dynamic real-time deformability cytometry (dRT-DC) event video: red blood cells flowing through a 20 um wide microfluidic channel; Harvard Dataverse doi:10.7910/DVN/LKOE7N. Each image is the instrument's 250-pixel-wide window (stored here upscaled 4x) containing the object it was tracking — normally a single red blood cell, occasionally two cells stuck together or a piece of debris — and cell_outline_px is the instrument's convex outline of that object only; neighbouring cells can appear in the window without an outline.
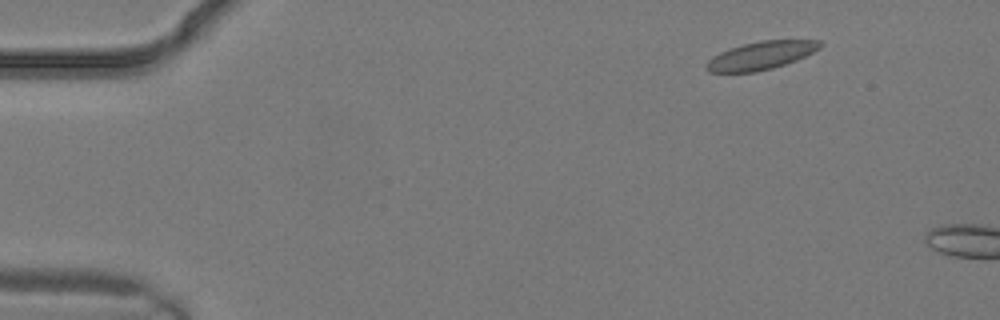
{"species": "common noctule bat (a hibernating species)", "species_latin": "Nyctalus noctula", "temperature_condition": "warm", "stored_images_in_passage": 2, "camera_frame_rate_fps": 3000, "um_per_image_px": 0.085, "animal": {"sex": "male", "body_mass_g": 19.2, "forearm_length_mm": 51.8}, "frame": {"image": 1, "passage_image": 1, "time_ms": 0.0, "image_size_px": [1000, 320], "cell_outline_px": [[824, 44], [820, 48], [796, 60], [772, 68], [756, 72], [708, 72], [704, 68], [708, 60], [712, 56], [720, 52], [744, 44], [760, 40], [820, 40]], "centroid_in_image_um": [64.67, 4.72], "position_along_channel_um": 20.3, "area_um2": 18.5}}